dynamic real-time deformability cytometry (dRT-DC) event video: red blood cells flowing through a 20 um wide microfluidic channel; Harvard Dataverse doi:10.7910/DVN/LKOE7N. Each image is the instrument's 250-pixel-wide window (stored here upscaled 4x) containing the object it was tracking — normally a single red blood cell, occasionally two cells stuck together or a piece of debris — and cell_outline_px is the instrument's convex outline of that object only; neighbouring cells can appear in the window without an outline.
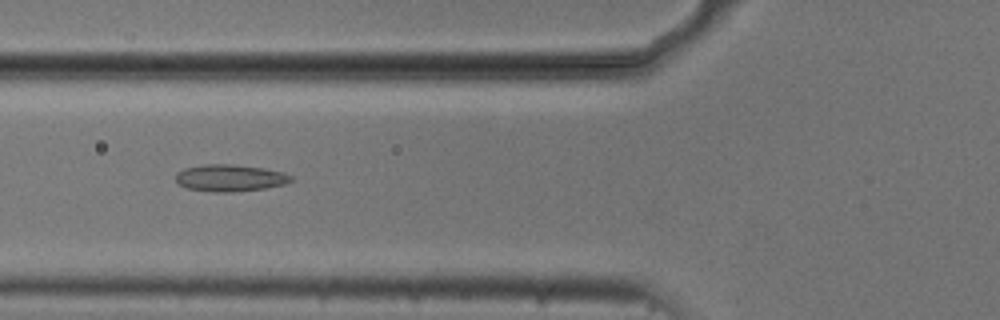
{"species": "common noctule bat (a hibernating species)", "species_latin": "Nyctalus noctula", "temperature_condition": "cold", "stored_images_in_passage": 40, "camera_frame_rate_fps": 3000, "um_per_image_px": 0.085, "animal": {"sex": "male", "body_mass_g": 20.5, "forearm_length_mm": 52.5}, "frame": {"image": 1, "passage_image": 6, "time_ms": 1.667, "image_size_px": [1000, 320], "cell_outline_px": [[296, 180], [284, 184], [264, 188], [232, 192], [212, 192], [188, 188], [180, 184], [176, 180], [176, 172], [184, 168], [204, 164], [232, 164], [264, 168], [284, 172], [292, 176]], "centroid_in_image_um": [19.58, 15.12], "position_along_channel_um": 106.2, "area_um2": 18.15}}
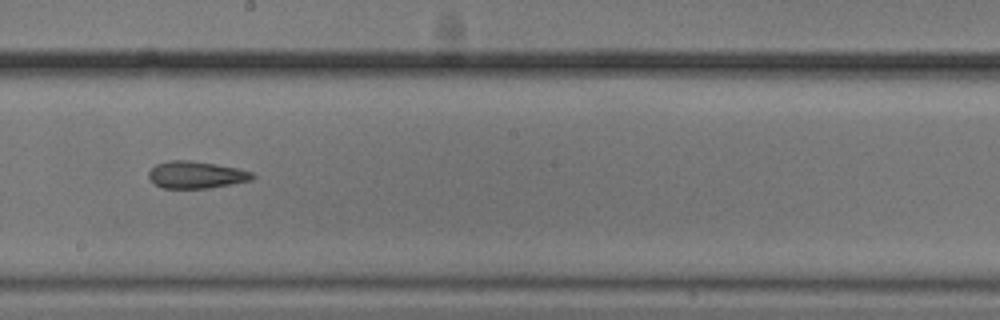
{"frame": {"image": 2, "passage_image": 16, "time_ms": 5.0, "image_size_px": [1000, 320], "cell_outline_px": [[256, 176], [252, 180], [232, 184], [208, 188], [164, 188], [156, 184], [148, 176], [148, 172], [156, 164], [168, 160], [188, 160], [216, 164], [240, 168], [252, 172]], "centroid_in_image_um": [16.71, 14.85], "position_along_channel_um": 231.5, "area_um2": 16.42}}
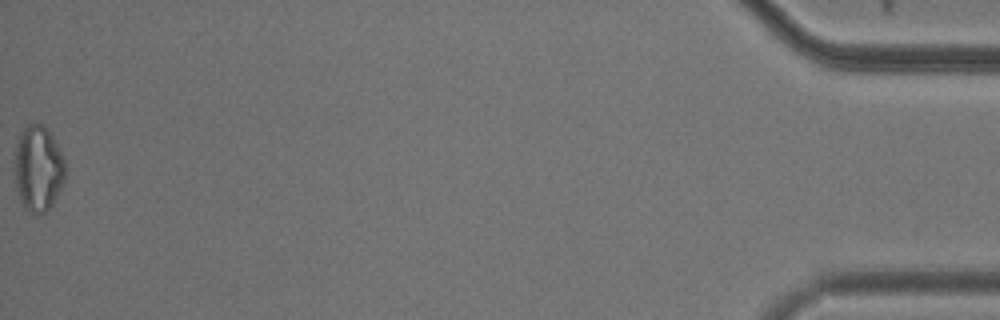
{"frame": {"image": 3, "passage_image": 40, "time_ms": 13.0, "image_size_px": [1000, 320], "cell_outline_px": [[64, 180], [52, 204], [40, 216], [36, 216], [24, 208], [20, 200], [16, 188], [12, 168], [16, 136], [28, 124], [44, 124], [48, 128], [64, 160]], "centroid_in_image_um": [3.17, 14.31], "position_along_channel_um": 432.0, "area_um2": 25.84}, "authors_computed_cell_mechanics": {"area_um2": 17.4845, "velocity_mm_per_s": 3.7366, "shape_relaxation_time_tau1_ms": null, "shape_relaxation_time_tau2_ms": 6.7113, "deformation_change_tau1": null, "deformation_change_tau2": 0.1636}}